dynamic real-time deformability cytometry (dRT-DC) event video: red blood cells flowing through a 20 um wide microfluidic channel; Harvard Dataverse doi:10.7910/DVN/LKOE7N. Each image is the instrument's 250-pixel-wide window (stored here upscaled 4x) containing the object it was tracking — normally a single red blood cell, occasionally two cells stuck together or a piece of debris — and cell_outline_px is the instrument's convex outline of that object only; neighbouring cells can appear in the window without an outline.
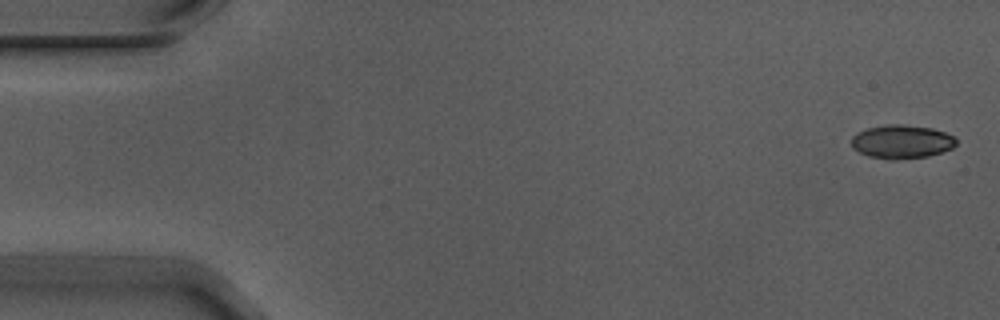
{"species": "Egyptian fruit bat (a non-hibernating species)", "species_latin": "Rousettus aegyptiacus", "temperature_condition": "warm", "stored_images_in_passage": 6, "camera_frame_rate_fps": 3000, "um_per_image_px": 0.085, "animal": {"sex": "male"}, "frame": {"image": 1, "passage_image": 1, "time_ms": 0.0, "image_size_px": [1000, 320], "cell_outline_px": [[956, 144], [952, 148], [928, 156], [896, 160], [888, 160], [868, 156], [852, 148], [852, 136], [868, 128], [888, 124], [904, 124], [932, 128], [944, 132], [952, 136], [956, 140]], "centroid_in_image_um": [76.63, 12.05], "position_along_channel_um": 8.4, "area_um2": 20.46}}
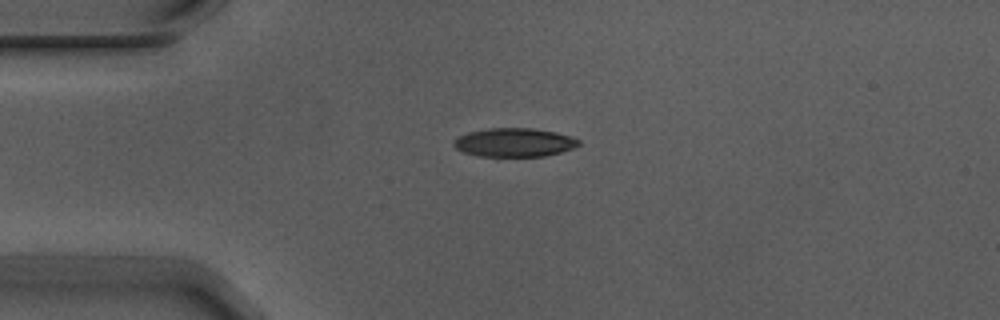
{"frame": {"image": 2, "passage_image": 4, "time_ms": 1.0, "image_size_px": [1000, 320], "cell_outline_px": [[580, 144], [576, 148], [544, 156], [480, 156], [464, 152], [456, 148], [452, 144], [460, 136], [468, 132], [488, 128], [532, 128], [556, 132], [572, 136], [580, 140]], "centroid_in_image_um": [43.77, 12.1], "position_along_channel_um": 41.2, "area_um2": 20.87}}
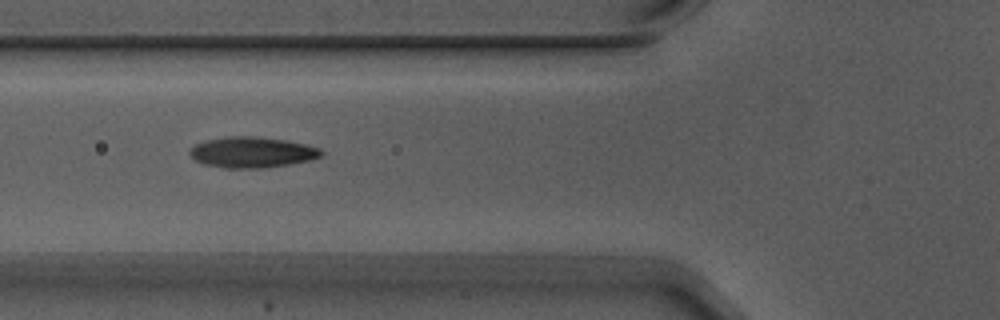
{"frame": {"image": 3, "passage_image": 6, "time_ms": 1.667, "image_size_px": [1000, 320], "cell_outline_px": [[324, 152], [320, 156], [312, 160], [292, 164], [264, 168], [224, 168], [204, 164], [196, 160], [188, 152], [196, 144], [208, 140], [228, 136], [256, 136], [288, 140], [320, 148]], "centroid_in_image_um": [21.47, 12.95], "position_along_channel_um": 104.3, "area_um2": 23.64}}